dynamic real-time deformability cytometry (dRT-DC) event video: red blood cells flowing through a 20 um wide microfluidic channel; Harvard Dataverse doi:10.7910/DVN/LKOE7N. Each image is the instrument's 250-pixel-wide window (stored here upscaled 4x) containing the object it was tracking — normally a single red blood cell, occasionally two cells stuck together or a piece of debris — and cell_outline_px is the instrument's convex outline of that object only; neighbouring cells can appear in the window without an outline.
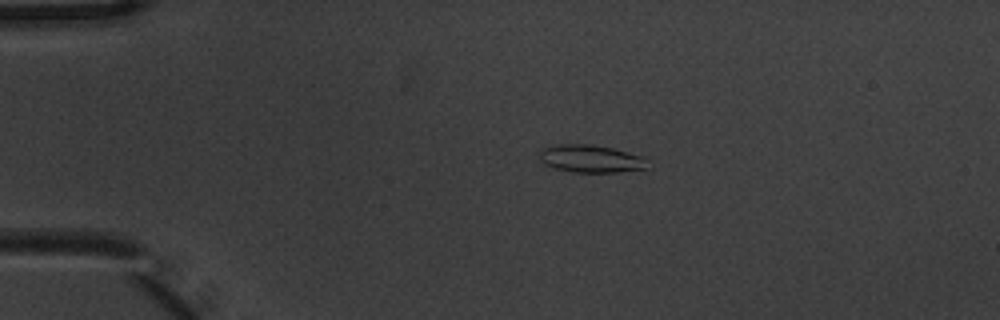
{"species": "common noctule bat (a hibernating species)", "species_latin": "Nyctalus noctula", "temperature_condition": "warm", "stored_images_in_passage": 2, "camera_frame_rate_fps": 3000, "um_per_image_px": 0.085, "animal": {"sex": "male", "body_mass_g": 20.1, "forearm_length_mm": 53.5}, "frame": {"image": 1, "passage_image": 1, "time_ms": 0.0, "image_size_px": [1000, 320], "cell_outline_px": [[648, 168], [616, 172], [572, 172], [556, 168], [544, 164], [540, 160], [540, 152], [544, 148], [556, 144], [592, 144], [612, 148], [640, 156]], "centroid_in_image_um": [50.15, 13.49], "position_along_channel_um": 34.9, "area_um2": 17.05}}